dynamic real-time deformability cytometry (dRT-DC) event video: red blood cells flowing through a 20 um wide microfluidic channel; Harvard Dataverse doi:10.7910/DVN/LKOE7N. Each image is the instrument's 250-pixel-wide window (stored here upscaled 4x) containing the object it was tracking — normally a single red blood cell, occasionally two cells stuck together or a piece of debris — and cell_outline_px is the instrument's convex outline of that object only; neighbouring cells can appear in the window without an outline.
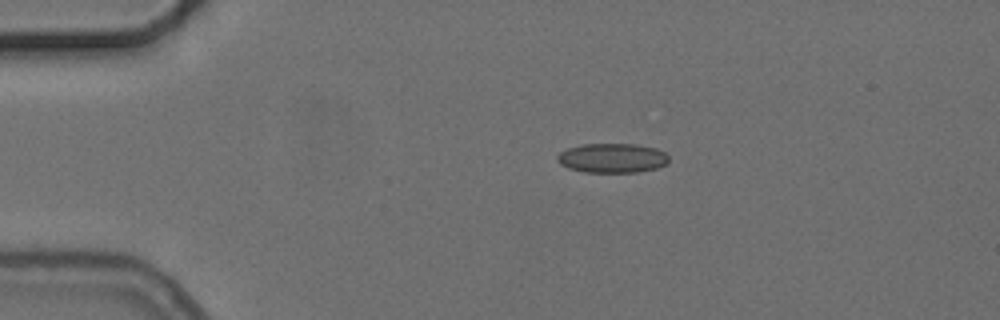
{"species": "common noctule bat (a hibernating species)", "species_latin": "Nyctalus noctula", "temperature_condition": "cold", "stored_images_in_passage": 2, "camera_frame_rate_fps": 3000, "um_per_image_px": 0.085, "animal": {"sex": "female", "body_mass_g": 24.6, "forearm_length_mm": 56.2}, "frame": {"image": 1, "passage_image": 1, "time_ms": 0.0, "image_size_px": [1000, 320], "cell_outline_px": [[668, 164], [656, 168], [636, 172], [584, 172], [568, 168], [560, 164], [556, 160], [556, 156], [560, 152], [568, 148], [580, 144], [636, 144], [656, 148], [664, 152], [668, 156]], "centroid_in_image_um": [52.02, 13.43], "position_along_channel_um": 33.0, "area_um2": 19.25}}